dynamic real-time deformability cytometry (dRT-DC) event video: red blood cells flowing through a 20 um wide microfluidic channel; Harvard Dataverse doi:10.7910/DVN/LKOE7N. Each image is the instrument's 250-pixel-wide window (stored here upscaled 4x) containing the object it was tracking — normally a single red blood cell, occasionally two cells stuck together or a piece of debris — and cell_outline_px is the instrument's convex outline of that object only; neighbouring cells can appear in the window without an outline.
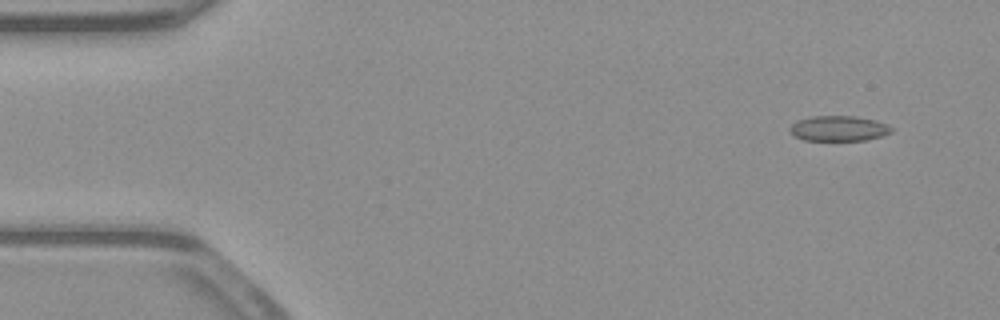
{"species": "common noctule bat (a hibernating species)", "species_latin": "Nyctalus noctula", "temperature_condition": "warm", "stored_images_in_passage": 52, "camera_frame_rate_fps": 3000, "um_per_image_px": 0.085, "animal": {"sex": "male", "body_mass_g": 23.1, "forearm_length_mm": 52.7}, "frame": {"image": 1, "passage_image": 4, "time_ms": 1.0, "image_size_px": [1000, 320], "cell_outline_px": [[892, 132], [880, 136], [864, 140], [804, 140], [796, 136], [788, 128], [796, 120], [812, 116], [856, 116], [876, 120], [888, 124], [892, 128]], "centroid_in_image_um": [71.29, 10.9], "position_along_channel_um": 13.7, "area_um2": 14.91}}
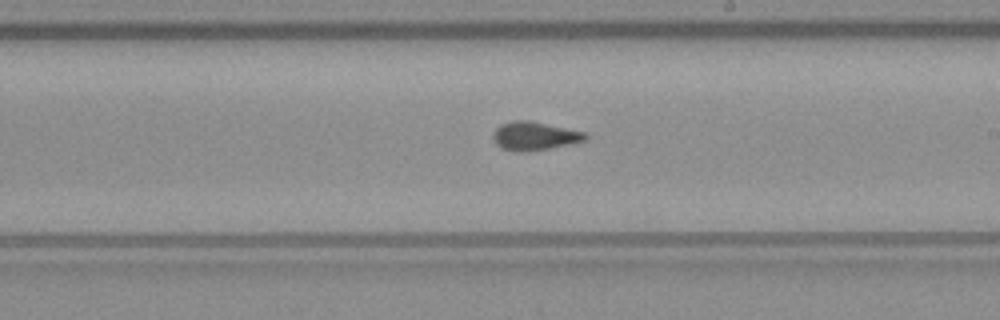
{"frame": {"image": 2, "passage_image": 30, "time_ms": 9.667, "image_size_px": [1000, 320], "cell_outline_px": [[588, 140], [528, 152], [520, 152], [500, 148], [496, 144], [492, 136], [492, 132], [500, 124], [512, 120], [532, 120], [588, 132]], "centroid_in_image_um": [45.44, 11.54], "position_along_channel_um": 243.6, "area_um2": 15.72}}
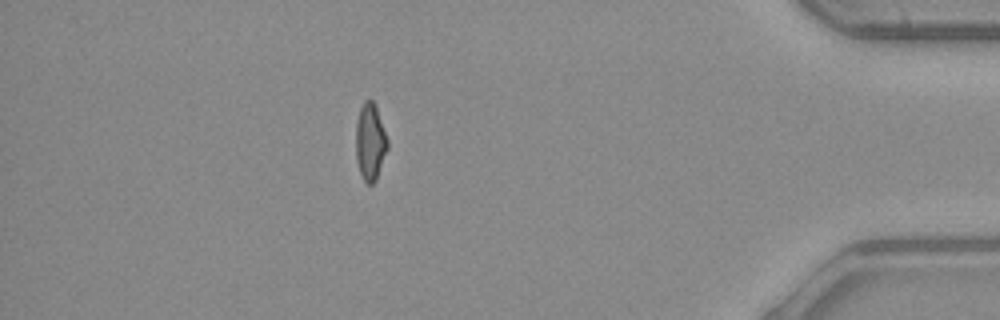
{"frame": {"image": 3, "passage_image": 46, "time_ms": 15.0, "image_size_px": [1000, 320], "cell_outline_px": [[388, 148], [376, 180], [372, 184], [368, 184], [364, 180], [360, 172], [356, 160], [356, 120], [360, 108], [364, 100], [372, 100], [376, 104], [388, 140]], "centroid_in_image_um": [31.47, 12.03], "position_along_channel_um": 403.7, "area_um2": 14.33}, "authors_computed_cell_mechanics": {"area_um2": 14.9413, "velocity_mm_per_s": 3.945, "shape_relaxation_time_tau1_ms": null, "shape_relaxation_time_tau2_ms": 1.9021, "deformation_change_tau1": null, "deformation_change_tau2": 0.0731}}